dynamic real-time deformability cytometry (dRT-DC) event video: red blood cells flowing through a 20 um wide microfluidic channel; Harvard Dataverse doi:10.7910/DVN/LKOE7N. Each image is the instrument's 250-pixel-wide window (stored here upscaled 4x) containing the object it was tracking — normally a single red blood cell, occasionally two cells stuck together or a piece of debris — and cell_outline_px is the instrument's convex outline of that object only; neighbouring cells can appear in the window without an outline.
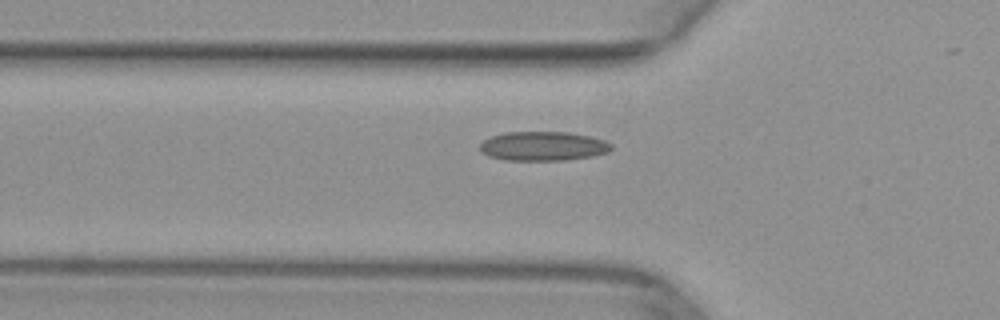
{"species": "common noctule bat (a hibernating species)", "species_latin": "Nyctalus noctula", "temperature_condition": "warm", "stored_images_in_passage": 30, "camera_frame_rate_fps": 3000, "um_per_image_px": 0.085, "animal": {"sex": "female", "body_mass_g": 29.2, "forearm_length_mm": 56.3}, "frame": {"image": 1, "passage_image": 2, "time_ms": 0.333, "image_size_px": [1000, 320], "cell_outline_px": [[612, 148], [608, 152], [592, 156], [564, 160], [504, 160], [488, 156], [480, 148], [480, 144], [484, 140], [492, 136], [504, 132], [568, 132], [588, 136], [604, 140], [612, 144]], "centroid_in_image_um": [46.16, 12.42], "position_along_channel_um": 79.6, "area_um2": 22.25}}
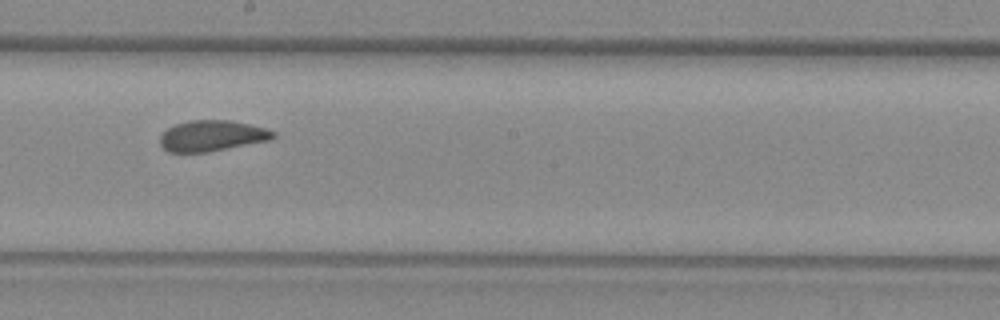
{"frame": {"image": 2, "passage_image": 13, "time_ms": 4.0, "image_size_px": [1000, 320], "cell_outline_px": [[276, 136], [272, 140], [204, 152], [168, 152], [160, 144], [160, 136], [168, 128], [176, 124], [188, 120], [228, 120], [248, 124], [264, 128], [276, 132]], "centroid_in_image_um": [18.02, 11.54], "position_along_channel_um": 230.2, "area_um2": 20.17}}
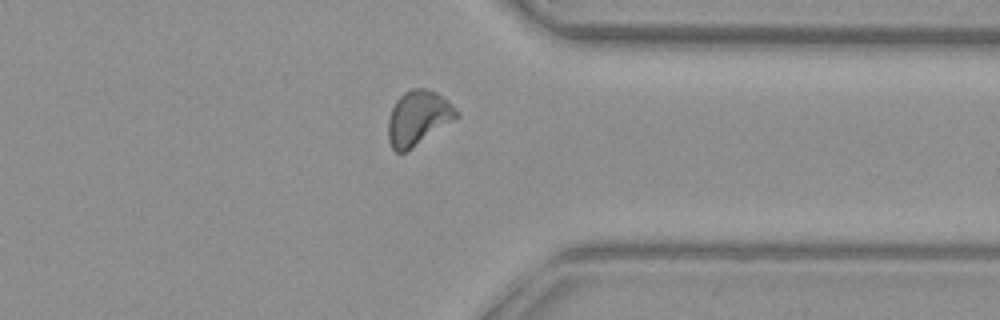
{"frame": {"image": 3, "passage_image": 24, "time_ms": 7.667, "image_size_px": [1000, 320], "cell_outline_px": [[460, 116], [412, 148], [404, 152], [396, 152], [392, 148], [388, 140], [388, 120], [392, 108], [396, 100], [404, 92], [412, 88], [424, 88], [436, 92], [448, 100], [460, 112]], "centroid_in_image_um": [35.55, 10.01], "position_along_channel_um": 375.9, "area_um2": 21.73}}